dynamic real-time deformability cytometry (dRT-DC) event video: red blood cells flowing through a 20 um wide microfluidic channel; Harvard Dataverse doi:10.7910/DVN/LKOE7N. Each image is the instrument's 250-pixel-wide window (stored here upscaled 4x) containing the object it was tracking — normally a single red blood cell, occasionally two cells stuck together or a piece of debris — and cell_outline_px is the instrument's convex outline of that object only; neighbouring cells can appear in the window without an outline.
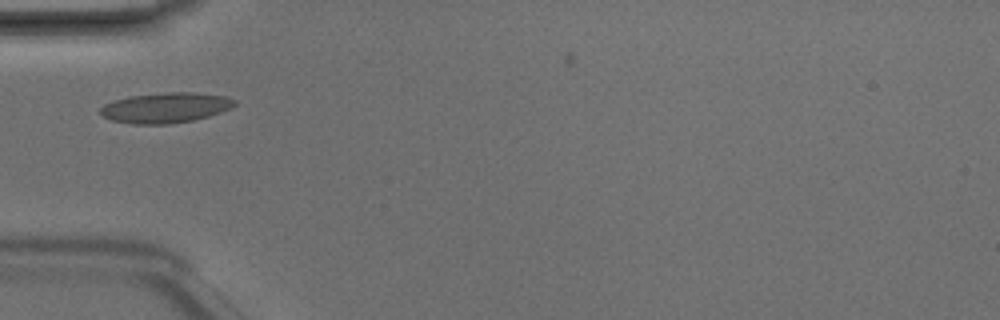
{"species": "Egyptian fruit bat (a non-hibernating species)", "species_latin": "Rousettus aegyptiacus", "temperature_condition": "room temperature", "stored_images_in_passage": 3, "camera_frame_rate_fps": 3000, "um_per_image_px": 0.085, "animal": {"sex": "male"}, "frame": {"image": 1, "passage_image": 2, "time_ms": 0.333, "image_size_px": [1000, 320], "cell_outline_px": [[236, 104], [232, 108], [208, 116], [192, 120], [172, 124], [132, 124], [112, 120], [100, 116], [100, 108], [104, 104], [112, 100], [132, 96], [164, 92], [192, 92], [224, 96], [236, 100]], "centroid_in_image_um": [14.04, 9.16], "position_along_channel_um": 71.0, "area_um2": 23.76}}